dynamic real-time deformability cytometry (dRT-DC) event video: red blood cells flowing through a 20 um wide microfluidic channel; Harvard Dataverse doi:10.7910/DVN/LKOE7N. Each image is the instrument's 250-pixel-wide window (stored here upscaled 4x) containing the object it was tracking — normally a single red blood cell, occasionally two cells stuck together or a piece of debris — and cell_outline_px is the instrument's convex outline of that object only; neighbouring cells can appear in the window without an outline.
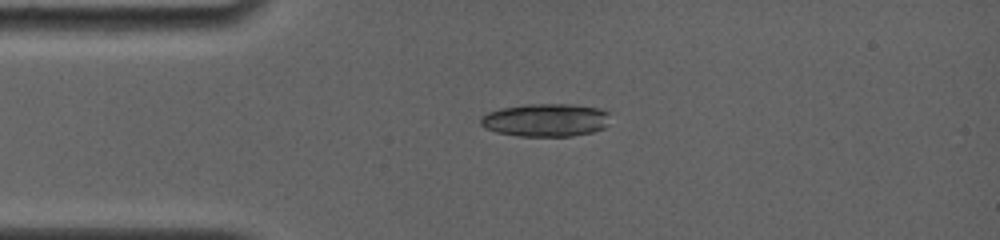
{"species": "common noctule bat (a hibernating species)", "species_latin": "Nyctalus noctula", "temperature_condition": "room temperature", "stored_images_in_passage": 4, "camera_frame_rate_fps": 4000, "um_per_image_px": 0.085, "animal": {"sex": "female", "body_mass_g": 19.0, "forearm_length_mm": 56.7}, "frame": {"image": 1, "passage_image": 3, "time_ms": 1.75, "image_size_px": [1000, 240], "cell_outline_px": [[608, 112], [604, 128], [592, 132], [572, 136], [520, 136], [496, 132], [484, 128], [480, 124], [480, 116], [488, 112], [500, 108], [524, 104], [572, 104], [600, 108]], "centroid_in_image_um": [46.32, 10.2], "position_along_channel_um": 38.7, "area_um2": 24.97}}